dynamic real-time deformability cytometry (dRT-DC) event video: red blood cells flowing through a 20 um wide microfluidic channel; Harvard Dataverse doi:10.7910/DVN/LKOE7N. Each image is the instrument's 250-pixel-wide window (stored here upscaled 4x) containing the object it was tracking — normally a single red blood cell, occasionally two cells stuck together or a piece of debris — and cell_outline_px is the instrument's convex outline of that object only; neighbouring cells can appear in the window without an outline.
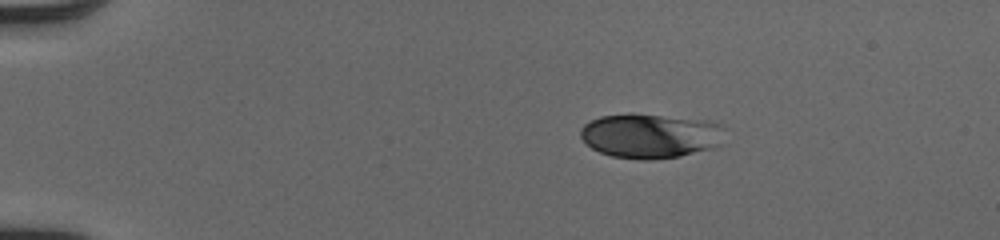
{"species": "human", "species_latin": "Homo sapiens", "temperature_condition": "cold", "stored_images_in_passage": 42, "camera_frame_rate_fps": 3000, "um_per_image_px": 0.085, "donor": {"sex": "male"}, "frame": {"image": 1, "passage_image": 1, "time_ms": 0.0, "image_size_px": [1000, 240], "cell_outline_px": [[724, 128], [720, 144], [712, 148], [680, 156], [652, 160], [644, 160], [612, 156], [600, 152], [592, 148], [580, 136], [580, 128], [584, 124], [600, 116], [628, 112], [632, 112], [708, 120], [724, 124]], "centroid_in_image_um": [55.29, 11.52], "position_along_channel_um": 29.7, "area_um2": 37.97}}
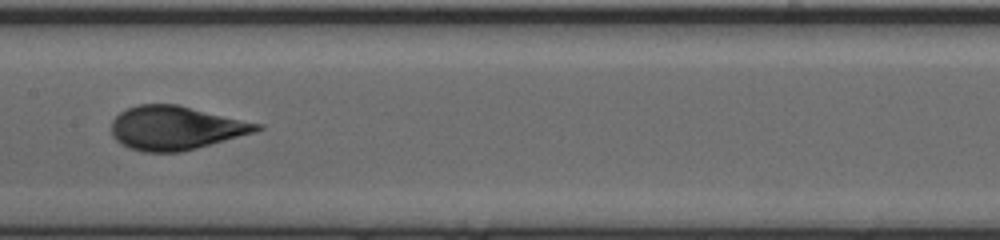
{"frame": {"image": 2, "passage_image": 19, "time_ms": 6.0, "image_size_px": [1000, 240], "cell_outline_px": [[264, 128], [256, 132], [196, 148], [180, 152], [144, 152], [128, 148], [116, 140], [112, 136], [112, 120], [120, 112], [128, 108], [140, 104], [176, 104], [264, 124]], "centroid_in_image_um": [14.95, 10.87], "position_along_channel_um": 192.5, "area_um2": 37.11}}
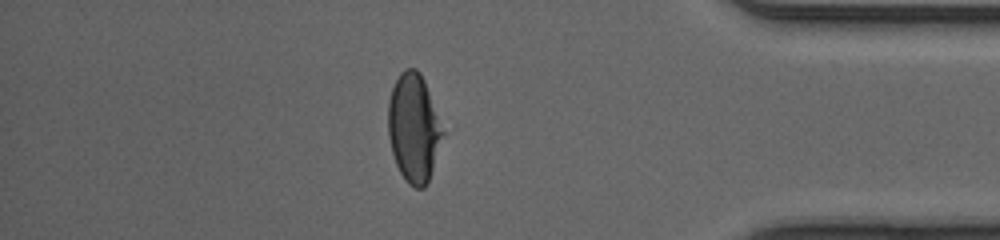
{"frame": {"image": 3, "passage_image": 36, "time_ms": 11.667, "image_size_px": [1000, 240], "cell_outline_px": [[444, 132], [428, 180], [424, 188], [416, 188], [408, 184], [400, 172], [396, 164], [392, 152], [388, 136], [388, 100], [392, 88], [400, 72], [404, 68], [416, 68], [420, 72], [424, 80]], "centroid_in_image_um": [35.14, 10.85], "position_along_channel_um": 400.1, "area_um2": 34.04}, "authors_computed_cell_mechanics": {"area_um2": 36.6163, "velocity_mm_per_s": 4.113, "shape_relaxation_time_tau1_ms": 4.3603, "shape_relaxation_time_tau2_ms": null, "deformation_change_tau1": 0.188, "deformation_change_tau2": null}}